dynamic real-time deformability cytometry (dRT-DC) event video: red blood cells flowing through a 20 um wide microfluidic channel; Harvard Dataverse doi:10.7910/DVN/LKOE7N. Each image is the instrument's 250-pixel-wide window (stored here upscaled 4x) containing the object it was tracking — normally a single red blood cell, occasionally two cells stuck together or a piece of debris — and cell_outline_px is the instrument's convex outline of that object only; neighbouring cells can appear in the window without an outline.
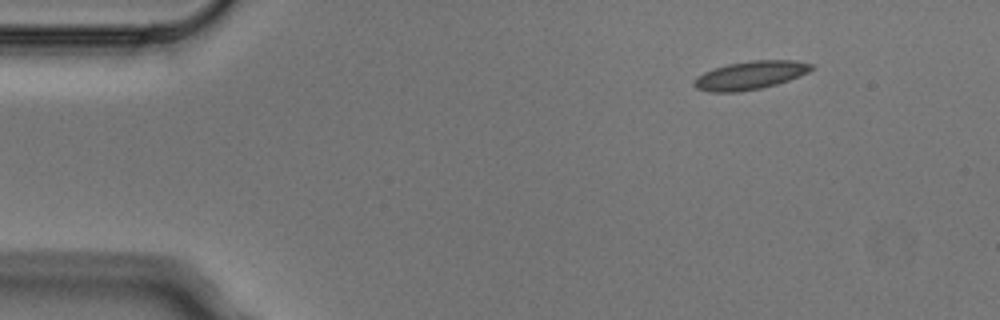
{"species": "Egyptian fruit bat (a non-hibernating species)", "species_latin": "Rousettus aegyptiacus", "temperature_condition": "cold", "stored_images_in_passage": 4, "camera_frame_rate_fps": 3000, "um_per_image_px": 0.085, "animal": {"sex": "male"}, "frame": {"image": 1, "passage_image": 1, "time_ms": 0.0, "image_size_px": [1000, 320], "cell_outline_px": [[816, 68], [800, 76], [776, 84], [760, 88], [740, 92], [708, 92], [696, 88], [692, 84], [704, 72], [728, 64], [752, 60], [796, 60], [812, 64]], "centroid_in_image_um": [63.81, 6.4], "position_along_channel_um": 21.2, "area_um2": 19.25}}
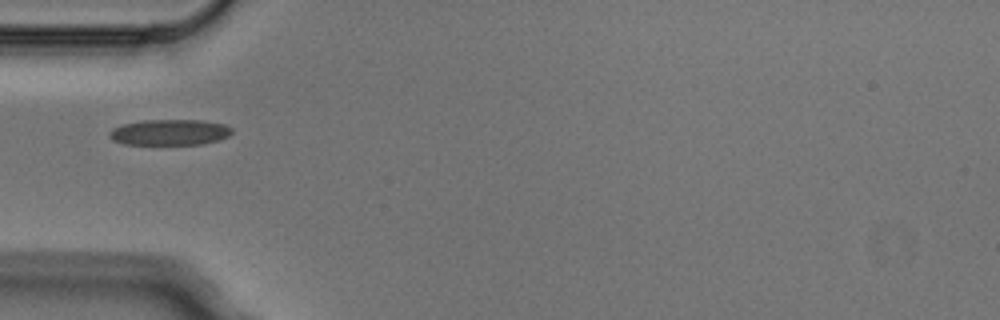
{"frame": {"image": 2, "passage_image": 4, "time_ms": 1.0, "image_size_px": [1000, 320], "cell_outline_px": [[232, 132], [228, 136], [220, 140], [204, 144], [124, 144], [112, 140], [108, 136], [108, 132], [112, 128], [124, 124], [144, 120], [204, 120], [224, 124], [232, 128]], "centroid_in_image_um": [14.43, 11.24], "position_along_channel_um": 70.6, "area_um2": 18.55}}